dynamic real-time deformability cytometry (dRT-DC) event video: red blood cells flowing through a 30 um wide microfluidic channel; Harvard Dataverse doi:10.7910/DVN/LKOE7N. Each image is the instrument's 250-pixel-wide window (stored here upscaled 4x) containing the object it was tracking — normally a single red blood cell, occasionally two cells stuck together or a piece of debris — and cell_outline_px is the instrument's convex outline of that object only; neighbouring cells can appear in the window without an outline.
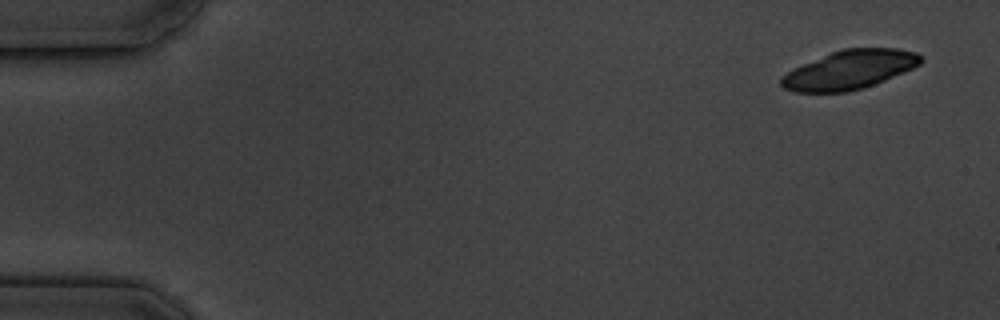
{"species": "common noctule bat (a hibernating species)", "species_latin": "Nyctalus noctula", "temperature_condition": "cold", "stored_images_in_passage": 4, "camera_frame_rate_fps": 3000, "um_per_image_px": 0.085, "animal": {"sex": "male", "body_mass_g": 19.5, "forearm_length_mm": 54.6}, "frame": {"image": 1, "passage_image": 1, "time_ms": 0.0, "image_size_px": [1000, 320], "cell_outline_px": [[924, 60], [920, 64], [912, 68], [884, 80], [864, 88], [848, 92], [792, 92], [784, 88], [780, 84], [780, 76], [792, 68], [832, 52], [844, 48], [896, 48], [916, 52], [924, 56]], "centroid_in_image_um": [72.19, 5.93], "position_along_channel_um": 12.8, "area_um2": 31.73}}